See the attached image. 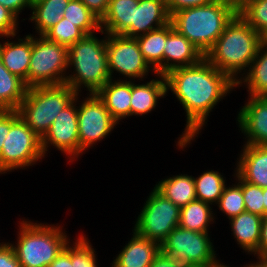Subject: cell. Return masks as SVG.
Wrapping results in <instances>:
<instances>
[{
  "label": "cell",
  "mask_w": 267,
  "mask_h": 267,
  "mask_svg": "<svg viewBox=\"0 0 267 267\" xmlns=\"http://www.w3.org/2000/svg\"><path fill=\"white\" fill-rule=\"evenodd\" d=\"M32 37V52L28 70V87L64 84L67 78L68 47Z\"/></svg>",
  "instance_id": "ba28073f"
},
{
  "label": "cell",
  "mask_w": 267,
  "mask_h": 267,
  "mask_svg": "<svg viewBox=\"0 0 267 267\" xmlns=\"http://www.w3.org/2000/svg\"><path fill=\"white\" fill-rule=\"evenodd\" d=\"M234 1L236 4H238L239 2H241L242 0H232Z\"/></svg>",
  "instance_id": "f5cc1de1"
},
{
  "label": "cell",
  "mask_w": 267,
  "mask_h": 267,
  "mask_svg": "<svg viewBox=\"0 0 267 267\" xmlns=\"http://www.w3.org/2000/svg\"><path fill=\"white\" fill-rule=\"evenodd\" d=\"M75 99L66 106L56 116L54 122L51 124L48 132L41 139L42 151L44 156L48 151V145H53L58 150L70 155V158L75 159L79 156V133H78V114Z\"/></svg>",
  "instance_id": "4fadbf2b"
},
{
  "label": "cell",
  "mask_w": 267,
  "mask_h": 267,
  "mask_svg": "<svg viewBox=\"0 0 267 267\" xmlns=\"http://www.w3.org/2000/svg\"><path fill=\"white\" fill-rule=\"evenodd\" d=\"M170 18L166 0H138L133 7L132 24L122 35L136 38L167 25Z\"/></svg>",
  "instance_id": "2e32d148"
},
{
  "label": "cell",
  "mask_w": 267,
  "mask_h": 267,
  "mask_svg": "<svg viewBox=\"0 0 267 267\" xmlns=\"http://www.w3.org/2000/svg\"><path fill=\"white\" fill-rule=\"evenodd\" d=\"M70 0H42L31 8L32 16L29 20L35 22L38 35H44L63 17L64 9Z\"/></svg>",
  "instance_id": "83f0119b"
},
{
  "label": "cell",
  "mask_w": 267,
  "mask_h": 267,
  "mask_svg": "<svg viewBox=\"0 0 267 267\" xmlns=\"http://www.w3.org/2000/svg\"><path fill=\"white\" fill-rule=\"evenodd\" d=\"M160 252L159 243L133 231V237L114 259L111 267H150Z\"/></svg>",
  "instance_id": "ac0fdd59"
},
{
  "label": "cell",
  "mask_w": 267,
  "mask_h": 267,
  "mask_svg": "<svg viewBox=\"0 0 267 267\" xmlns=\"http://www.w3.org/2000/svg\"><path fill=\"white\" fill-rule=\"evenodd\" d=\"M247 84L249 96H267V47L259 46L247 75L239 78L236 87Z\"/></svg>",
  "instance_id": "4316f807"
},
{
  "label": "cell",
  "mask_w": 267,
  "mask_h": 267,
  "mask_svg": "<svg viewBox=\"0 0 267 267\" xmlns=\"http://www.w3.org/2000/svg\"><path fill=\"white\" fill-rule=\"evenodd\" d=\"M196 198L203 202L217 204L225 188V179L217 171L203 172L194 178Z\"/></svg>",
  "instance_id": "f546056e"
},
{
  "label": "cell",
  "mask_w": 267,
  "mask_h": 267,
  "mask_svg": "<svg viewBox=\"0 0 267 267\" xmlns=\"http://www.w3.org/2000/svg\"><path fill=\"white\" fill-rule=\"evenodd\" d=\"M43 157L41 138L20 118L17 110H10V131L0 153V173L24 169Z\"/></svg>",
  "instance_id": "52a82bcc"
},
{
  "label": "cell",
  "mask_w": 267,
  "mask_h": 267,
  "mask_svg": "<svg viewBox=\"0 0 267 267\" xmlns=\"http://www.w3.org/2000/svg\"><path fill=\"white\" fill-rule=\"evenodd\" d=\"M96 94L117 123L131 116V81L110 79Z\"/></svg>",
  "instance_id": "ffe728a7"
},
{
  "label": "cell",
  "mask_w": 267,
  "mask_h": 267,
  "mask_svg": "<svg viewBox=\"0 0 267 267\" xmlns=\"http://www.w3.org/2000/svg\"><path fill=\"white\" fill-rule=\"evenodd\" d=\"M89 10L99 19L105 15L109 0H81Z\"/></svg>",
  "instance_id": "ab89813d"
},
{
  "label": "cell",
  "mask_w": 267,
  "mask_h": 267,
  "mask_svg": "<svg viewBox=\"0 0 267 267\" xmlns=\"http://www.w3.org/2000/svg\"><path fill=\"white\" fill-rule=\"evenodd\" d=\"M70 241L47 267H72Z\"/></svg>",
  "instance_id": "60d3db41"
},
{
  "label": "cell",
  "mask_w": 267,
  "mask_h": 267,
  "mask_svg": "<svg viewBox=\"0 0 267 267\" xmlns=\"http://www.w3.org/2000/svg\"><path fill=\"white\" fill-rule=\"evenodd\" d=\"M76 95L66 83L28 87L17 111L20 118L42 139L59 112L68 106Z\"/></svg>",
  "instance_id": "5b68a950"
},
{
  "label": "cell",
  "mask_w": 267,
  "mask_h": 267,
  "mask_svg": "<svg viewBox=\"0 0 267 267\" xmlns=\"http://www.w3.org/2000/svg\"><path fill=\"white\" fill-rule=\"evenodd\" d=\"M260 45L261 35L236 13L205 58L236 83L237 74L242 70L246 72L245 68L251 65Z\"/></svg>",
  "instance_id": "7a4b0ae2"
},
{
  "label": "cell",
  "mask_w": 267,
  "mask_h": 267,
  "mask_svg": "<svg viewBox=\"0 0 267 267\" xmlns=\"http://www.w3.org/2000/svg\"><path fill=\"white\" fill-rule=\"evenodd\" d=\"M184 265L177 263L173 258L160 252L150 267H183Z\"/></svg>",
  "instance_id": "f6af8a7d"
},
{
  "label": "cell",
  "mask_w": 267,
  "mask_h": 267,
  "mask_svg": "<svg viewBox=\"0 0 267 267\" xmlns=\"http://www.w3.org/2000/svg\"><path fill=\"white\" fill-rule=\"evenodd\" d=\"M216 0H166L169 14L184 8L206 5Z\"/></svg>",
  "instance_id": "f35d334b"
},
{
  "label": "cell",
  "mask_w": 267,
  "mask_h": 267,
  "mask_svg": "<svg viewBox=\"0 0 267 267\" xmlns=\"http://www.w3.org/2000/svg\"><path fill=\"white\" fill-rule=\"evenodd\" d=\"M10 131V110H0V153Z\"/></svg>",
  "instance_id": "7bdbcfd3"
},
{
  "label": "cell",
  "mask_w": 267,
  "mask_h": 267,
  "mask_svg": "<svg viewBox=\"0 0 267 267\" xmlns=\"http://www.w3.org/2000/svg\"><path fill=\"white\" fill-rule=\"evenodd\" d=\"M261 44L267 47V30L261 34Z\"/></svg>",
  "instance_id": "c3c4849f"
},
{
  "label": "cell",
  "mask_w": 267,
  "mask_h": 267,
  "mask_svg": "<svg viewBox=\"0 0 267 267\" xmlns=\"http://www.w3.org/2000/svg\"><path fill=\"white\" fill-rule=\"evenodd\" d=\"M208 232L177 226L160 244L161 252L182 265L210 267L217 260Z\"/></svg>",
  "instance_id": "9c48e42d"
},
{
  "label": "cell",
  "mask_w": 267,
  "mask_h": 267,
  "mask_svg": "<svg viewBox=\"0 0 267 267\" xmlns=\"http://www.w3.org/2000/svg\"><path fill=\"white\" fill-rule=\"evenodd\" d=\"M147 199L133 230L141 237L161 244L179 226L180 208L155 188Z\"/></svg>",
  "instance_id": "30bf717a"
},
{
  "label": "cell",
  "mask_w": 267,
  "mask_h": 267,
  "mask_svg": "<svg viewBox=\"0 0 267 267\" xmlns=\"http://www.w3.org/2000/svg\"><path fill=\"white\" fill-rule=\"evenodd\" d=\"M77 108L80 155L86 148L108 136L118 123L96 93H89Z\"/></svg>",
  "instance_id": "8fae6325"
},
{
  "label": "cell",
  "mask_w": 267,
  "mask_h": 267,
  "mask_svg": "<svg viewBox=\"0 0 267 267\" xmlns=\"http://www.w3.org/2000/svg\"><path fill=\"white\" fill-rule=\"evenodd\" d=\"M85 237L81 235L71 246L72 267H97L95 250Z\"/></svg>",
  "instance_id": "e575fe53"
},
{
  "label": "cell",
  "mask_w": 267,
  "mask_h": 267,
  "mask_svg": "<svg viewBox=\"0 0 267 267\" xmlns=\"http://www.w3.org/2000/svg\"><path fill=\"white\" fill-rule=\"evenodd\" d=\"M210 267H229V266L223 265V263L221 264V263L219 262V260H218V261L215 260V261L211 264Z\"/></svg>",
  "instance_id": "681fc988"
},
{
  "label": "cell",
  "mask_w": 267,
  "mask_h": 267,
  "mask_svg": "<svg viewBox=\"0 0 267 267\" xmlns=\"http://www.w3.org/2000/svg\"><path fill=\"white\" fill-rule=\"evenodd\" d=\"M263 196H264V216L267 215V188H263Z\"/></svg>",
  "instance_id": "7dc6e473"
},
{
  "label": "cell",
  "mask_w": 267,
  "mask_h": 267,
  "mask_svg": "<svg viewBox=\"0 0 267 267\" xmlns=\"http://www.w3.org/2000/svg\"><path fill=\"white\" fill-rule=\"evenodd\" d=\"M183 267H200V266L184 265Z\"/></svg>",
  "instance_id": "816d5d0a"
},
{
  "label": "cell",
  "mask_w": 267,
  "mask_h": 267,
  "mask_svg": "<svg viewBox=\"0 0 267 267\" xmlns=\"http://www.w3.org/2000/svg\"><path fill=\"white\" fill-rule=\"evenodd\" d=\"M235 174L239 182L232 187H225L217 203L219 209L225 213L229 219L245 212V204L242 195V178L237 173Z\"/></svg>",
  "instance_id": "d6a6232c"
},
{
  "label": "cell",
  "mask_w": 267,
  "mask_h": 267,
  "mask_svg": "<svg viewBox=\"0 0 267 267\" xmlns=\"http://www.w3.org/2000/svg\"><path fill=\"white\" fill-rule=\"evenodd\" d=\"M40 1H42V0H29L31 6H33L34 4H36V3L40 2Z\"/></svg>",
  "instance_id": "f907efd6"
},
{
  "label": "cell",
  "mask_w": 267,
  "mask_h": 267,
  "mask_svg": "<svg viewBox=\"0 0 267 267\" xmlns=\"http://www.w3.org/2000/svg\"><path fill=\"white\" fill-rule=\"evenodd\" d=\"M98 39L94 33L85 35L81 40L68 47V67H74L65 83L77 94L81 86L90 93H97L110 79L106 53V37ZM79 91V92H78Z\"/></svg>",
  "instance_id": "277c9868"
},
{
  "label": "cell",
  "mask_w": 267,
  "mask_h": 267,
  "mask_svg": "<svg viewBox=\"0 0 267 267\" xmlns=\"http://www.w3.org/2000/svg\"><path fill=\"white\" fill-rule=\"evenodd\" d=\"M137 3L138 0H109L107 11L100 20L99 32L122 35L132 24L133 7Z\"/></svg>",
  "instance_id": "603a6c76"
},
{
  "label": "cell",
  "mask_w": 267,
  "mask_h": 267,
  "mask_svg": "<svg viewBox=\"0 0 267 267\" xmlns=\"http://www.w3.org/2000/svg\"><path fill=\"white\" fill-rule=\"evenodd\" d=\"M17 245H12L21 267H47L68 243L60 226L20 222Z\"/></svg>",
  "instance_id": "8992f818"
},
{
  "label": "cell",
  "mask_w": 267,
  "mask_h": 267,
  "mask_svg": "<svg viewBox=\"0 0 267 267\" xmlns=\"http://www.w3.org/2000/svg\"><path fill=\"white\" fill-rule=\"evenodd\" d=\"M236 173L246 182L267 188V145L245 144Z\"/></svg>",
  "instance_id": "e0dca14e"
},
{
  "label": "cell",
  "mask_w": 267,
  "mask_h": 267,
  "mask_svg": "<svg viewBox=\"0 0 267 267\" xmlns=\"http://www.w3.org/2000/svg\"><path fill=\"white\" fill-rule=\"evenodd\" d=\"M237 13L260 35L267 30V0H242Z\"/></svg>",
  "instance_id": "1f68e13d"
},
{
  "label": "cell",
  "mask_w": 267,
  "mask_h": 267,
  "mask_svg": "<svg viewBox=\"0 0 267 267\" xmlns=\"http://www.w3.org/2000/svg\"><path fill=\"white\" fill-rule=\"evenodd\" d=\"M242 195L245 211L264 217L263 188L242 179Z\"/></svg>",
  "instance_id": "d590c367"
},
{
  "label": "cell",
  "mask_w": 267,
  "mask_h": 267,
  "mask_svg": "<svg viewBox=\"0 0 267 267\" xmlns=\"http://www.w3.org/2000/svg\"><path fill=\"white\" fill-rule=\"evenodd\" d=\"M63 18L78 27L85 35L100 31V20L81 0H70L64 9Z\"/></svg>",
  "instance_id": "4dcf8cb0"
},
{
  "label": "cell",
  "mask_w": 267,
  "mask_h": 267,
  "mask_svg": "<svg viewBox=\"0 0 267 267\" xmlns=\"http://www.w3.org/2000/svg\"><path fill=\"white\" fill-rule=\"evenodd\" d=\"M152 79L145 84H134L131 81V115H143L151 112L157 105L158 99L166 96V78Z\"/></svg>",
  "instance_id": "44dd1931"
},
{
  "label": "cell",
  "mask_w": 267,
  "mask_h": 267,
  "mask_svg": "<svg viewBox=\"0 0 267 267\" xmlns=\"http://www.w3.org/2000/svg\"><path fill=\"white\" fill-rule=\"evenodd\" d=\"M211 204L195 199L186 206L180 208L181 228L196 232H209V223L213 221Z\"/></svg>",
  "instance_id": "f1b7e54d"
},
{
  "label": "cell",
  "mask_w": 267,
  "mask_h": 267,
  "mask_svg": "<svg viewBox=\"0 0 267 267\" xmlns=\"http://www.w3.org/2000/svg\"><path fill=\"white\" fill-rule=\"evenodd\" d=\"M27 88L25 82L12 74L0 59V110H17Z\"/></svg>",
  "instance_id": "484cf974"
},
{
  "label": "cell",
  "mask_w": 267,
  "mask_h": 267,
  "mask_svg": "<svg viewBox=\"0 0 267 267\" xmlns=\"http://www.w3.org/2000/svg\"><path fill=\"white\" fill-rule=\"evenodd\" d=\"M154 188L179 208L197 199L194 177L185 174H179L159 181Z\"/></svg>",
  "instance_id": "cb8c5ba5"
},
{
  "label": "cell",
  "mask_w": 267,
  "mask_h": 267,
  "mask_svg": "<svg viewBox=\"0 0 267 267\" xmlns=\"http://www.w3.org/2000/svg\"><path fill=\"white\" fill-rule=\"evenodd\" d=\"M229 220L233 236L241 248L245 252H251V254L254 253V256L255 254L258 256L262 217L245 211Z\"/></svg>",
  "instance_id": "7402d4cb"
},
{
  "label": "cell",
  "mask_w": 267,
  "mask_h": 267,
  "mask_svg": "<svg viewBox=\"0 0 267 267\" xmlns=\"http://www.w3.org/2000/svg\"><path fill=\"white\" fill-rule=\"evenodd\" d=\"M238 113L239 128L248 145H267V96H249Z\"/></svg>",
  "instance_id": "9a60e30c"
},
{
  "label": "cell",
  "mask_w": 267,
  "mask_h": 267,
  "mask_svg": "<svg viewBox=\"0 0 267 267\" xmlns=\"http://www.w3.org/2000/svg\"><path fill=\"white\" fill-rule=\"evenodd\" d=\"M244 267H267V261L265 259H259L258 262L248 264L247 266Z\"/></svg>",
  "instance_id": "bcb514c9"
},
{
  "label": "cell",
  "mask_w": 267,
  "mask_h": 267,
  "mask_svg": "<svg viewBox=\"0 0 267 267\" xmlns=\"http://www.w3.org/2000/svg\"><path fill=\"white\" fill-rule=\"evenodd\" d=\"M43 36L48 40L69 47L81 40L85 34L67 18L60 19Z\"/></svg>",
  "instance_id": "836d02e7"
},
{
  "label": "cell",
  "mask_w": 267,
  "mask_h": 267,
  "mask_svg": "<svg viewBox=\"0 0 267 267\" xmlns=\"http://www.w3.org/2000/svg\"><path fill=\"white\" fill-rule=\"evenodd\" d=\"M0 267H21L11 243L0 246Z\"/></svg>",
  "instance_id": "74e56055"
},
{
  "label": "cell",
  "mask_w": 267,
  "mask_h": 267,
  "mask_svg": "<svg viewBox=\"0 0 267 267\" xmlns=\"http://www.w3.org/2000/svg\"><path fill=\"white\" fill-rule=\"evenodd\" d=\"M164 76L167 91L170 89L176 95L186 111L187 124L177 143L179 148H184L199 134L217 102L236 83L206 58L196 65L173 69Z\"/></svg>",
  "instance_id": "6da1fadb"
},
{
  "label": "cell",
  "mask_w": 267,
  "mask_h": 267,
  "mask_svg": "<svg viewBox=\"0 0 267 267\" xmlns=\"http://www.w3.org/2000/svg\"><path fill=\"white\" fill-rule=\"evenodd\" d=\"M17 17L0 4V36L9 38L16 36Z\"/></svg>",
  "instance_id": "8d00e7d4"
},
{
  "label": "cell",
  "mask_w": 267,
  "mask_h": 267,
  "mask_svg": "<svg viewBox=\"0 0 267 267\" xmlns=\"http://www.w3.org/2000/svg\"><path fill=\"white\" fill-rule=\"evenodd\" d=\"M0 4L11 11L17 18L25 7L32 8L29 0H0Z\"/></svg>",
  "instance_id": "b9f144b4"
},
{
  "label": "cell",
  "mask_w": 267,
  "mask_h": 267,
  "mask_svg": "<svg viewBox=\"0 0 267 267\" xmlns=\"http://www.w3.org/2000/svg\"><path fill=\"white\" fill-rule=\"evenodd\" d=\"M267 256V215L261 220V236L258 246V259H264Z\"/></svg>",
  "instance_id": "ee69618b"
},
{
  "label": "cell",
  "mask_w": 267,
  "mask_h": 267,
  "mask_svg": "<svg viewBox=\"0 0 267 267\" xmlns=\"http://www.w3.org/2000/svg\"><path fill=\"white\" fill-rule=\"evenodd\" d=\"M106 53L111 79L113 78V71H117L130 79H142L145 75L147 76L151 69L140 51L136 38L107 34Z\"/></svg>",
  "instance_id": "7c38bea8"
},
{
  "label": "cell",
  "mask_w": 267,
  "mask_h": 267,
  "mask_svg": "<svg viewBox=\"0 0 267 267\" xmlns=\"http://www.w3.org/2000/svg\"><path fill=\"white\" fill-rule=\"evenodd\" d=\"M0 43V59L3 65L25 82L28 87V70L32 52V35H27L18 42Z\"/></svg>",
  "instance_id": "d6986e66"
},
{
  "label": "cell",
  "mask_w": 267,
  "mask_h": 267,
  "mask_svg": "<svg viewBox=\"0 0 267 267\" xmlns=\"http://www.w3.org/2000/svg\"><path fill=\"white\" fill-rule=\"evenodd\" d=\"M167 38V25L136 37L145 61L152 68L150 71L163 75V51Z\"/></svg>",
  "instance_id": "d4e9b609"
},
{
  "label": "cell",
  "mask_w": 267,
  "mask_h": 267,
  "mask_svg": "<svg viewBox=\"0 0 267 267\" xmlns=\"http://www.w3.org/2000/svg\"><path fill=\"white\" fill-rule=\"evenodd\" d=\"M236 13L237 4L234 1L216 0L176 11L171 14L170 22L179 34L206 55Z\"/></svg>",
  "instance_id": "3957f363"
},
{
  "label": "cell",
  "mask_w": 267,
  "mask_h": 267,
  "mask_svg": "<svg viewBox=\"0 0 267 267\" xmlns=\"http://www.w3.org/2000/svg\"><path fill=\"white\" fill-rule=\"evenodd\" d=\"M205 55L185 36L179 34L172 23L167 24V38L163 51V75L169 71L200 63Z\"/></svg>",
  "instance_id": "5bb4252c"
}]
</instances>
